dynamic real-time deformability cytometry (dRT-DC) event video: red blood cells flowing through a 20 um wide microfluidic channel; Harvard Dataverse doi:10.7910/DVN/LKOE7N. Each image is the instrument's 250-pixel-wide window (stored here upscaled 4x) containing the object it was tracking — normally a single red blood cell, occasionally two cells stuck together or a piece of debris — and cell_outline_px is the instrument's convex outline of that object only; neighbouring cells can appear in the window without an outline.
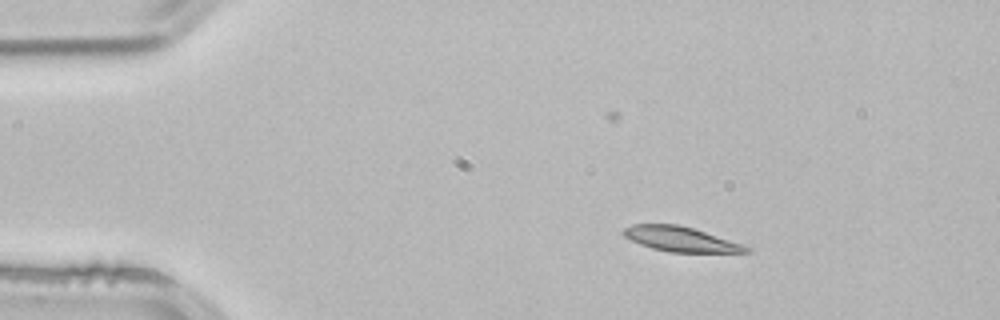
{"species": "common noctule bat (a hibernating species)", "species_latin": "Nyctalus noctula", "temperature_condition": "room temperature", "stored_images_in_passage": 2, "camera_frame_rate_fps": 3000, "um_per_image_px": 0.085, "animal": {"sex": "male", "body_mass_g": 21.5, "forearm_length_mm": 52.0}, "frame": {"image": 1, "passage_image": 1, "time_ms": 0.0, "image_size_px": [1000, 320], "cell_outline_px": [[752, 252], [668, 252], [652, 248], [640, 244], [624, 236], [624, 228], [632, 224], [680, 224], [752, 248]], "centroid_in_image_um": [57.82, 20.33], "position_along_channel_um": 27.2, "area_um2": 17.4}}